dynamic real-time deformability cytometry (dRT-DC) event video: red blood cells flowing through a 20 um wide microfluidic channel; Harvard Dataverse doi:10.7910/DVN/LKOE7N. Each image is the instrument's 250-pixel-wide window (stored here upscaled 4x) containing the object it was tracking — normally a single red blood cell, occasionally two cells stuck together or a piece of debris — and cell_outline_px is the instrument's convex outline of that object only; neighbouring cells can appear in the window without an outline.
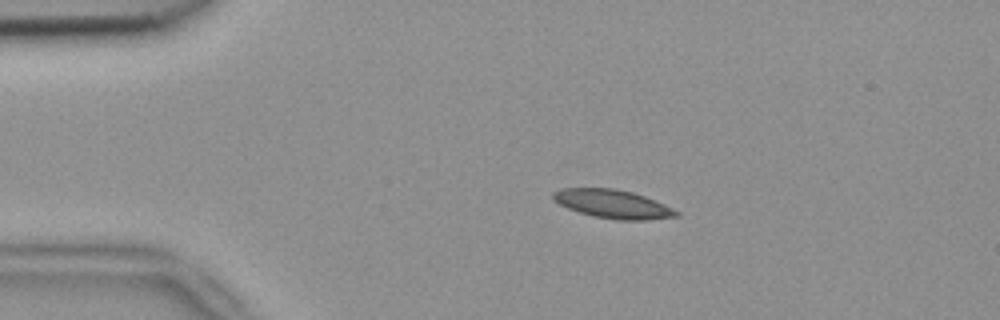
{"species": "common noctule bat (a hibernating species)", "species_latin": "Nyctalus noctula", "temperature_condition": "room temperature", "stored_images_in_passage": 53, "camera_frame_rate_fps": 3000, "um_per_image_px": 0.085, "animal": {"sex": "female", "body_mass_g": 18.4}, "frame": {"image": 1, "passage_image": 10, "time_ms": 3.0, "image_size_px": [1000, 320], "cell_outline_px": [[680, 216], [648, 220], [616, 220], [592, 216], [568, 208], [552, 200], [552, 192], [560, 188], [616, 188], [632, 192], [644, 196], [664, 204], [680, 212]], "centroid_in_image_um": [52.08, 17.34], "position_along_channel_um": 32.9, "area_um2": 20.63}}
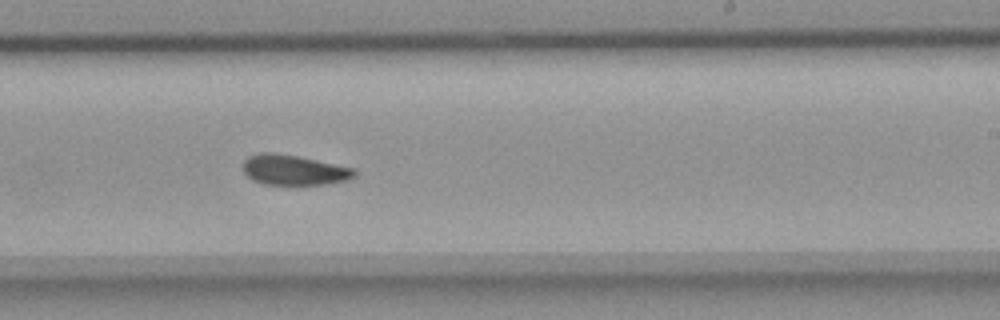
{"frame": {"image": 2, "passage_image": 32, "time_ms": 10.333, "image_size_px": [1000, 320], "cell_outline_px": [[356, 176], [344, 180], [324, 184], [264, 184], [252, 180], [244, 172], [244, 160], [248, 156], [260, 152], [276, 152], [296, 156], [352, 168], [356, 172]], "centroid_in_image_um": [24.92, 14.44], "position_along_channel_um": 264.1, "area_um2": 19.25}}
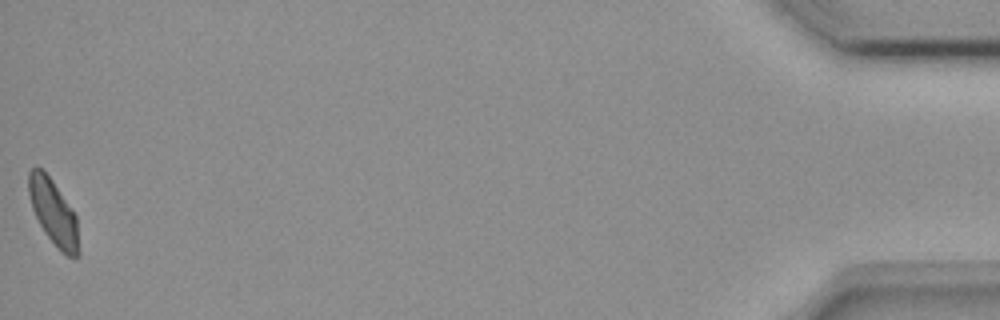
{"frame": {"image": 3, "passage_image": 53, "time_ms": 17.333, "image_size_px": [1000, 320], "cell_outline_px": [[80, 256], [64, 256], [60, 252], [44, 232], [32, 208], [28, 192], [28, 172], [32, 168], [40, 168], [52, 180], [76, 216], [80, 252]], "centroid_in_image_um": [4.55, 18.11], "position_along_channel_um": 430.7, "area_um2": 18.96}, "authors_computed_cell_mechanics": {"area_um2": 19.941, "velocity_mm_per_s": 3.7623, "shape_relaxation_time_tau1_ms": 7.4979, "shape_relaxation_time_tau2_ms": 4.1061, "deformation_change_tau1": 0.1319, "deformation_change_tau2": 0.0875}}